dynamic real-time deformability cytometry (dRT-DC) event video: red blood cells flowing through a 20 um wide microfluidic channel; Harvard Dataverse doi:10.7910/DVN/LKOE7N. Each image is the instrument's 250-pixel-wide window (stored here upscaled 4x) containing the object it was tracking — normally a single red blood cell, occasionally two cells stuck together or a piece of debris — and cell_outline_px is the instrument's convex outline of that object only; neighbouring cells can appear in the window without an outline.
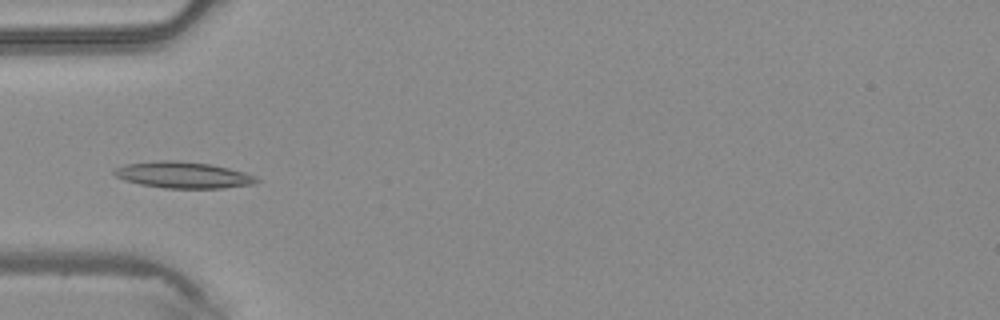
{"species": "common noctule bat (a hibernating species)", "species_latin": "Nyctalus noctula", "temperature_condition": "warm", "stored_images_in_passage": 39, "camera_frame_rate_fps": 3000, "um_per_image_px": 0.085, "animal": {"sex": "male", "body_mass_g": 20.4}, "frame": {"image": 1, "passage_image": 7, "time_ms": 2.0, "image_size_px": [1000, 320], "cell_outline_px": [[260, 180], [252, 184], [220, 188], [164, 188], [140, 184], [124, 180], [116, 176], [112, 172], [112, 168], [124, 164], [160, 160], [172, 160], [208, 164], [228, 168], [244, 172], [256, 176]], "centroid_in_image_um": [15.51, 14.87], "position_along_channel_um": 69.5, "area_um2": 21.79}}
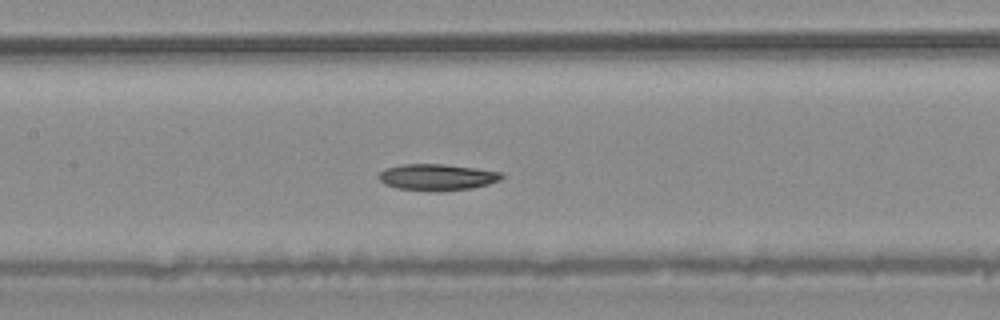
{"frame": {"image": 2, "passage_image": 14, "time_ms": 4.333, "image_size_px": [1000, 320], "cell_outline_px": [[504, 176], [500, 180], [488, 184], [472, 188], [440, 192], [432, 192], [396, 188], [384, 184], [376, 176], [384, 168], [404, 164], [440, 164], [476, 168], [504, 172]], "centroid_in_image_um": [37.14, 15.07], "position_along_channel_um": 170.3, "area_um2": 19.25}}
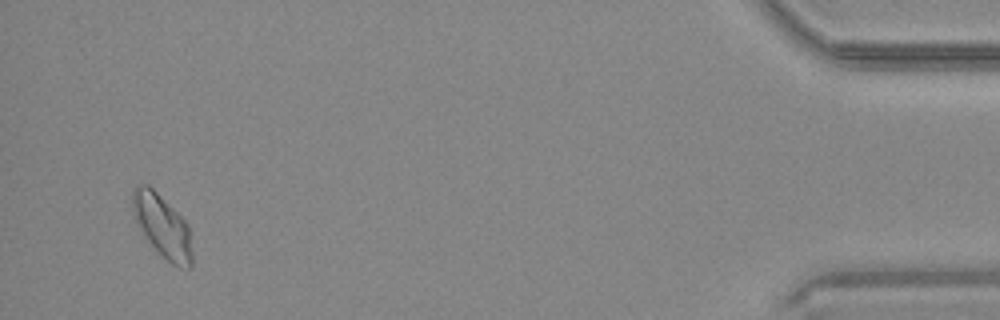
{"frame": {"image": 3, "passage_image": 37, "time_ms": 12.0, "image_size_px": [1000, 320], "cell_outline_px": [[192, 268], [180, 268], [172, 264], [148, 240], [140, 228], [132, 212], [132, 188], [136, 184], [148, 184], [188, 224], [192, 232]], "centroid_in_image_um": [13.82, 19.21], "position_along_channel_um": 421.4, "area_um2": 21.68}}